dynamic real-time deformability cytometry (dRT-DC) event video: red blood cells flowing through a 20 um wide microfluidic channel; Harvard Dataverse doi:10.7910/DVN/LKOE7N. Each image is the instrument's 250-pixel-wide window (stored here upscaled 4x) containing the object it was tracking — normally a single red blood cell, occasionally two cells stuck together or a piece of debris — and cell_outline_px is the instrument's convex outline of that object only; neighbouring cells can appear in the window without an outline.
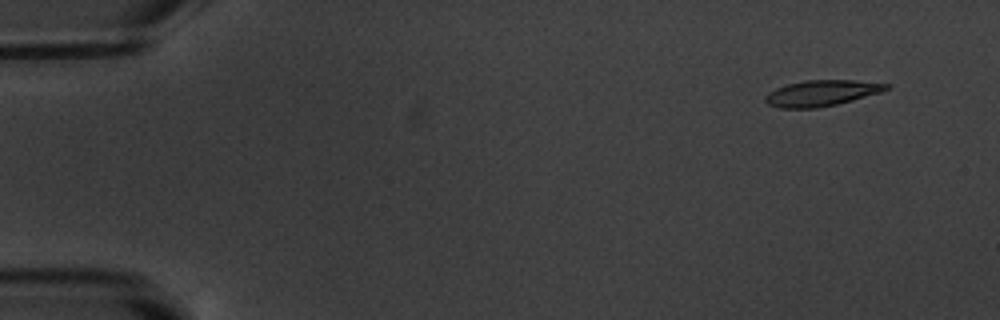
{"species": "common noctule bat (a hibernating species)", "species_latin": "Nyctalus noctula", "temperature_condition": "warm", "stored_images_in_passage": 4, "segment_of_instrument_passage": [1, 2], "camera_frame_rate_fps": 3000, "um_per_image_px": 0.085, "animal": {"sex": "male", "body_mass_g": 20.1, "forearm_length_mm": 53.5}, "frame": {"image": 1, "passage_image": 1, "time_ms": 0.0, "image_size_px": [1000, 320], "cell_outline_px": [[892, 84], [888, 88], [880, 92], [852, 100], [836, 104], [816, 108], [780, 108], [768, 104], [764, 100], [764, 96], [768, 92], [776, 88], [788, 84], [804, 80], [856, 80]], "centroid_in_image_um": [69.81, 7.91], "position_along_channel_um": 15.2, "area_um2": 18.21}}